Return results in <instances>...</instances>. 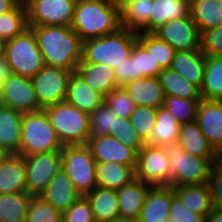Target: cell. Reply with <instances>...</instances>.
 Wrapping results in <instances>:
<instances>
[{
  "instance_id": "cell-23",
  "label": "cell",
  "mask_w": 222,
  "mask_h": 222,
  "mask_svg": "<svg viewBox=\"0 0 222 222\" xmlns=\"http://www.w3.org/2000/svg\"><path fill=\"white\" fill-rule=\"evenodd\" d=\"M27 192L24 157L11 154L0 163V194Z\"/></svg>"
},
{
  "instance_id": "cell-9",
  "label": "cell",
  "mask_w": 222,
  "mask_h": 222,
  "mask_svg": "<svg viewBox=\"0 0 222 222\" xmlns=\"http://www.w3.org/2000/svg\"><path fill=\"white\" fill-rule=\"evenodd\" d=\"M77 0H25L28 27L68 26L74 17Z\"/></svg>"
},
{
  "instance_id": "cell-45",
  "label": "cell",
  "mask_w": 222,
  "mask_h": 222,
  "mask_svg": "<svg viewBox=\"0 0 222 222\" xmlns=\"http://www.w3.org/2000/svg\"><path fill=\"white\" fill-rule=\"evenodd\" d=\"M115 137H117L121 143L131 148L136 154L145 145L143 140L135 132L129 118L116 117Z\"/></svg>"
},
{
  "instance_id": "cell-26",
  "label": "cell",
  "mask_w": 222,
  "mask_h": 222,
  "mask_svg": "<svg viewBox=\"0 0 222 222\" xmlns=\"http://www.w3.org/2000/svg\"><path fill=\"white\" fill-rule=\"evenodd\" d=\"M95 91L105 97L109 92L119 88L114 69L107 64L79 63L75 70Z\"/></svg>"
},
{
  "instance_id": "cell-2",
  "label": "cell",
  "mask_w": 222,
  "mask_h": 222,
  "mask_svg": "<svg viewBox=\"0 0 222 222\" xmlns=\"http://www.w3.org/2000/svg\"><path fill=\"white\" fill-rule=\"evenodd\" d=\"M70 27L82 42L103 37L121 28L120 11L108 0H77Z\"/></svg>"
},
{
  "instance_id": "cell-55",
  "label": "cell",
  "mask_w": 222,
  "mask_h": 222,
  "mask_svg": "<svg viewBox=\"0 0 222 222\" xmlns=\"http://www.w3.org/2000/svg\"><path fill=\"white\" fill-rule=\"evenodd\" d=\"M10 155L11 153L0 145V163L5 161Z\"/></svg>"
},
{
  "instance_id": "cell-44",
  "label": "cell",
  "mask_w": 222,
  "mask_h": 222,
  "mask_svg": "<svg viewBox=\"0 0 222 222\" xmlns=\"http://www.w3.org/2000/svg\"><path fill=\"white\" fill-rule=\"evenodd\" d=\"M132 53L136 56L137 79L143 77H158L163 70L155 61L152 54L137 40Z\"/></svg>"
},
{
  "instance_id": "cell-18",
  "label": "cell",
  "mask_w": 222,
  "mask_h": 222,
  "mask_svg": "<svg viewBox=\"0 0 222 222\" xmlns=\"http://www.w3.org/2000/svg\"><path fill=\"white\" fill-rule=\"evenodd\" d=\"M152 185L137 178L116 190L120 219L136 222Z\"/></svg>"
},
{
  "instance_id": "cell-46",
  "label": "cell",
  "mask_w": 222,
  "mask_h": 222,
  "mask_svg": "<svg viewBox=\"0 0 222 222\" xmlns=\"http://www.w3.org/2000/svg\"><path fill=\"white\" fill-rule=\"evenodd\" d=\"M62 222H96L90 203L85 196L62 213Z\"/></svg>"
},
{
  "instance_id": "cell-36",
  "label": "cell",
  "mask_w": 222,
  "mask_h": 222,
  "mask_svg": "<svg viewBox=\"0 0 222 222\" xmlns=\"http://www.w3.org/2000/svg\"><path fill=\"white\" fill-rule=\"evenodd\" d=\"M153 0H133L120 10L122 28L139 33L148 23Z\"/></svg>"
},
{
  "instance_id": "cell-28",
  "label": "cell",
  "mask_w": 222,
  "mask_h": 222,
  "mask_svg": "<svg viewBox=\"0 0 222 222\" xmlns=\"http://www.w3.org/2000/svg\"><path fill=\"white\" fill-rule=\"evenodd\" d=\"M136 165H122L116 162H96L97 186L118 190L135 179Z\"/></svg>"
},
{
  "instance_id": "cell-29",
  "label": "cell",
  "mask_w": 222,
  "mask_h": 222,
  "mask_svg": "<svg viewBox=\"0 0 222 222\" xmlns=\"http://www.w3.org/2000/svg\"><path fill=\"white\" fill-rule=\"evenodd\" d=\"M85 197L90 203L96 222L120 218L116 190L97 186Z\"/></svg>"
},
{
  "instance_id": "cell-57",
  "label": "cell",
  "mask_w": 222,
  "mask_h": 222,
  "mask_svg": "<svg viewBox=\"0 0 222 222\" xmlns=\"http://www.w3.org/2000/svg\"><path fill=\"white\" fill-rule=\"evenodd\" d=\"M107 222H133V221H130V220H126V219H116V220H111V221H107Z\"/></svg>"
},
{
  "instance_id": "cell-58",
  "label": "cell",
  "mask_w": 222,
  "mask_h": 222,
  "mask_svg": "<svg viewBox=\"0 0 222 222\" xmlns=\"http://www.w3.org/2000/svg\"><path fill=\"white\" fill-rule=\"evenodd\" d=\"M219 160L222 161V152L219 154Z\"/></svg>"
},
{
  "instance_id": "cell-6",
  "label": "cell",
  "mask_w": 222,
  "mask_h": 222,
  "mask_svg": "<svg viewBox=\"0 0 222 222\" xmlns=\"http://www.w3.org/2000/svg\"><path fill=\"white\" fill-rule=\"evenodd\" d=\"M4 59L10 73L32 78L44 66L37 38L31 28L4 44Z\"/></svg>"
},
{
  "instance_id": "cell-8",
  "label": "cell",
  "mask_w": 222,
  "mask_h": 222,
  "mask_svg": "<svg viewBox=\"0 0 222 222\" xmlns=\"http://www.w3.org/2000/svg\"><path fill=\"white\" fill-rule=\"evenodd\" d=\"M61 168L67 173L82 196L97 187L96 161L87 145L63 146Z\"/></svg>"
},
{
  "instance_id": "cell-53",
  "label": "cell",
  "mask_w": 222,
  "mask_h": 222,
  "mask_svg": "<svg viewBox=\"0 0 222 222\" xmlns=\"http://www.w3.org/2000/svg\"><path fill=\"white\" fill-rule=\"evenodd\" d=\"M205 222H222V211L213 209L205 216Z\"/></svg>"
},
{
  "instance_id": "cell-39",
  "label": "cell",
  "mask_w": 222,
  "mask_h": 222,
  "mask_svg": "<svg viewBox=\"0 0 222 222\" xmlns=\"http://www.w3.org/2000/svg\"><path fill=\"white\" fill-rule=\"evenodd\" d=\"M200 100H189L176 96H165L163 108L180 124L196 121L197 107Z\"/></svg>"
},
{
  "instance_id": "cell-25",
  "label": "cell",
  "mask_w": 222,
  "mask_h": 222,
  "mask_svg": "<svg viewBox=\"0 0 222 222\" xmlns=\"http://www.w3.org/2000/svg\"><path fill=\"white\" fill-rule=\"evenodd\" d=\"M170 69L201 90L205 73V55L201 51H176Z\"/></svg>"
},
{
  "instance_id": "cell-4",
  "label": "cell",
  "mask_w": 222,
  "mask_h": 222,
  "mask_svg": "<svg viewBox=\"0 0 222 222\" xmlns=\"http://www.w3.org/2000/svg\"><path fill=\"white\" fill-rule=\"evenodd\" d=\"M63 146L87 145L90 137L89 114L66 102L43 109Z\"/></svg>"
},
{
  "instance_id": "cell-42",
  "label": "cell",
  "mask_w": 222,
  "mask_h": 222,
  "mask_svg": "<svg viewBox=\"0 0 222 222\" xmlns=\"http://www.w3.org/2000/svg\"><path fill=\"white\" fill-rule=\"evenodd\" d=\"M157 109L153 107L136 106L129 120L138 136L145 142L156 124Z\"/></svg>"
},
{
  "instance_id": "cell-31",
  "label": "cell",
  "mask_w": 222,
  "mask_h": 222,
  "mask_svg": "<svg viewBox=\"0 0 222 222\" xmlns=\"http://www.w3.org/2000/svg\"><path fill=\"white\" fill-rule=\"evenodd\" d=\"M190 16L199 33L222 25V0H190Z\"/></svg>"
},
{
  "instance_id": "cell-16",
  "label": "cell",
  "mask_w": 222,
  "mask_h": 222,
  "mask_svg": "<svg viewBox=\"0 0 222 222\" xmlns=\"http://www.w3.org/2000/svg\"><path fill=\"white\" fill-rule=\"evenodd\" d=\"M196 122L214 150L222 152V100L201 99Z\"/></svg>"
},
{
  "instance_id": "cell-14",
  "label": "cell",
  "mask_w": 222,
  "mask_h": 222,
  "mask_svg": "<svg viewBox=\"0 0 222 222\" xmlns=\"http://www.w3.org/2000/svg\"><path fill=\"white\" fill-rule=\"evenodd\" d=\"M176 51H201L200 33L191 16L167 21L153 32Z\"/></svg>"
},
{
  "instance_id": "cell-40",
  "label": "cell",
  "mask_w": 222,
  "mask_h": 222,
  "mask_svg": "<svg viewBox=\"0 0 222 222\" xmlns=\"http://www.w3.org/2000/svg\"><path fill=\"white\" fill-rule=\"evenodd\" d=\"M117 115L112 113L106 104H102L89 114L90 137L99 135L115 136Z\"/></svg>"
},
{
  "instance_id": "cell-15",
  "label": "cell",
  "mask_w": 222,
  "mask_h": 222,
  "mask_svg": "<svg viewBox=\"0 0 222 222\" xmlns=\"http://www.w3.org/2000/svg\"><path fill=\"white\" fill-rule=\"evenodd\" d=\"M87 146L90 148L96 162L109 161L122 165H136L137 154L115 136L89 137Z\"/></svg>"
},
{
  "instance_id": "cell-35",
  "label": "cell",
  "mask_w": 222,
  "mask_h": 222,
  "mask_svg": "<svg viewBox=\"0 0 222 222\" xmlns=\"http://www.w3.org/2000/svg\"><path fill=\"white\" fill-rule=\"evenodd\" d=\"M31 197L28 192L0 194V222H26Z\"/></svg>"
},
{
  "instance_id": "cell-17",
  "label": "cell",
  "mask_w": 222,
  "mask_h": 222,
  "mask_svg": "<svg viewBox=\"0 0 222 222\" xmlns=\"http://www.w3.org/2000/svg\"><path fill=\"white\" fill-rule=\"evenodd\" d=\"M39 196L45 201H48L61 213L69 209L82 197L81 193L73 185L70 177L62 168L52 178L49 185Z\"/></svg>"
},
{
  "instance_id": "cell-41",
  "label": "cell",
  "mask_w": 222,
  "mask_h": 222,
  "mask_svg": "<svg viewBox=\"0 0 222 222\" xmlns=\"http://www.w3.org/2000/svg\"><path fill=\"white\" fill-rule=\"evenodd\" d=\"M26 222H62V213L41 196H32Z\"/></svg>"
},
{
  "instance_id": "cell-19",
  "label": "cell",
  "mask_w": 222,
  "mask_h": 222,
  "mask_svg": "<svg viewBox=\"0 0 222 222\" xmlns=\"http://www.w3.org/2000/svg\"><path fill=\"white\" fill-rule=\"evenodd\" d=\"M123 88L136 106L159 108L163 106L165 94L158 77H143L127 82Z\"/></svg>"
},
{
  "instance_id": "cell-37",
  "label": "cell",
  "mask_w": 222,
  "mask_h": 222,
  "mask_svg": "<svg viewBox=\"0 0 222 222\" xmlns=\"http://www.w3.org/2000/svg\"><path fill=\"white\" fill-rule=\"evenodd\" d=\"M28 27L24 2H19L11 11L0 15V39L4 42L22 34Z\"/></svg>"
},
{
  "instance_id": "cell-13",
  "label": "cell",
  "mask_w": 222,
  "mask_h": 222,
  "mask_svg": "<svg viewBox=\"0 0 222 222\" xmlns=\"http://www.w3.org/2000/svg\"><path fill=\"white\" fill-rule=\"evenodd\" d=\"M0 104L23 114L43 110L37 101L31 78L13 73L2 82Z\"/></svg>"
},
{
  "instance_id": "cell-30",
  "label": "cell",
  "mask_w": 222,
  "mask_h": 222,
  "mask_svg": "<svg viewBox=\"0 0 222 222\" xmlns=\"http://www.w3.org/2000/svg\"><path fill=\"white\" fill-rule=\"evenodd\" d=\"M174 193L180 198L183 205L201 216H206L214 209L211 192L207 183L199 185L174 186Z\"/></svg>"
},
{
  "instance_id": "cell-22",
  "label": "cell",
  "mask_w": 222,
  "mask_h": 222,
  "mask_svg": "<svg viewBox=\"0 0 222 222\" xmlns=\"http://www.w3.org/2000/svg\"><path fill=\"white\" fill-rule=\"evenodd\" d=\"M65 102L90 114L104 103V97L95 92L76 72H72Z\"/></svg>"
},
{
  "instance_id": "cell-24",
  "label": "cell",
  "mask_w": 222,
  "mask_h": 222,
  "mask_svg": "<svg viewBox=\"0 0 222 222\" xmlns=\"http://www.w3.org/2000/svg\"><path fill=\"white\" fill-rule=\"evenodd\" d=\"M176 144L184 152L199 158H219V154L206 139L196 121L181 124Z\"/></svg>"
},
{
  "instance_id": "cell-21",
  "label": "cell",
  "mask_w": 222,
  "mask_h": 222,
  "mask_svg": "<svg viewBox=\"0 0 222 222\" xmlns=\"http://www.w3.org/2000/svg\"><path fill=\"white\" fill-rule=\"evenodd\" d=\"M189 15L190 0H153L149 21L139 33H153L167 21Z\"/></svg>"
},
{
  "instance_id": "cell-11",
  "label": "cell",
  "mask_w": 222,
  "mask_h": 222,
  "mask_svg": "<svg viewBox=\"0 0 222 222\" xmlns=\"http://www.w3.org/2000/svg\"><path fill=\"white\" fill-rule=\"evenodd\" d=\"M135 178L152 186H170L171 172L165 147H144L137 153Z\"/></svg>"
},
{
  "instance_id": "cell-34",
  "label": "cell",
  "mask_w": 222,
  "mask_h": 222,
  "mask_svg": "<svg viewBox=\"0 0 222 222\" xmlns=\"http://www.w3.org/2000/svg\"><path fill=\"white\" fill-rule=\"evenodd\" d=\"M207 100H222V56H205V73L200 90Z\"/></svg>"
},
{
  "instance_id": "cell-56",
  "label": "cell",
  "mask_w": 222,
  "mask_h": 222,
  "mask_svg": "<svg viewBox=\"0 0 222 222\" xmlns=\"http://www.w3.org/2000/svg\"><path fill=\"white\" fill-rule=\"evenodd\" d=\"M4 44L5 42L0 39V58L4 57Z\"/></svg>"
},
{
  "instance_id": "cell-49",
  "label": "cell",
  "mask_w": 222,
  "mask_h": 222,
  "mask_svg": "<svg viewBox=\"0 0 222 222\" xmlns=\"http://www.w3.org/2000/svg\"><path fill=\"white\" fill-rule=\"evenodd\" d=\"M208 187L211 192V198L214 209L222 211V161L218 160L212 165Z\"/></svg>"
},
{
  "instance_id": "cell-33",
  "label": "cell",
  "mask_w": 222,
  "mask_h": 222,
  "mask_svg": "<svg viewBox=\"0 0 222 222\" xmlns=\"http://www.w3.org/2000/svg\"><path fill=\"white\" fill-rule=\"evenodd\" d=\"M158 80L165 96H176L189 100L202 99L200 90L196 86L189 83L178 72L170 68L163 69L158 75Z\"/></svg>"
},
{
  "instance_id": "cell-43",
  "label": "cell",
  "mask_w": 222,
  "mask_h": 222,
  "mask_svg": "<svg viewBox=\"0 0 222 222\" xmlns=\"http://www.w3.org/2000/svg\"><path fill=\"white\" fill-rule=\"evenodd\" d=\"M104 104L119 118L128 119L135 110V103L123 87L112 90L104 97Z\"/></svg>"
},
{
  "instance_id": "cell-50",
  "label": "cell",
  "mask_w": 222,
  "mask_h": 222,
  "mask_svg": "<svg viewBox=\"0 0 222 222\" xmlns=\"http://www.w3.org/2000/svg\"><path fill=\"white\" fill-rule=\"evenodd\" d=\"M113 69L117 84L123 87L127 82L137 79L136 56L131 53L129 58Z\"/></svg>"
},
{
  "instance_id": "cell-27",
  "label": "cell",
  "mask_w": 222,
  "mask_h": 222,
  "mask_svg": "<svg viewBox=\"0 0 222 222\" xmlns=\"http://www.w3.org/2000/svg\"><path fill=\"white\" fill-rule=\"evenodd\" d=\"M23 113L0 104V145L18 154L21 145Z\"/></svg>"
},
{
  "instance_id": "cell-48",
  "label": "cell",
  "mask_w": 222,
  "mask_h": 222,
  "mask_svg": "<svg viewBox=\"0 0 222 222\" xmlns=\"http://www.w3.org/2000/svg\"><path fill=\"white\" fill-rule=\"evenodd\" d=\"M169 218L173 222H205V216L198 215L187 209L171 187V206Z\"/></svg>"
},
{
  "instance_id": "cell-51",
  "label": "cell",
  "mask_w": 222,
  "mask_h": 222,
  "mask_svg": "<svg viewBox=\"0 0 222 222\" xmlns=\"http://www.w3.org/2000/svg\"><path fill=\"white\" fill-rule=\"evenodd\" d=\"M19 2V0H0V15L11 11Z\"/></svg>"
},
{
  "instance_id": "cell-32",
  "label": "cell",
  "mask_w": 222,
  "mask_h": 222,
  "mask_svg": "<svg viewBox=\"0 0 222 222\" xmlns=\"http://www.w3.org/2000/svg\"><path fill=\"white\" fill-rule=\"evenodd\" d=\"M181 124L163 107L157 108L155 128L144 142L149 146L164 147L178 141Z\"/></svg>"
},
{
  "instance_id": "cell-5",
  "label": "cell",
  "mask_w": 222,
  "mask_h": 222,
  "mask_svg": "<svg viewBox=\"0 0 222 222\" xmlns=\"http://www.w3.org/2000/svg\"><path fill=\"white\" fill-rule=\"evenodd\" d=\"M59 141L49 117L44 110L24 113L22 119L21 145L18 155H30L61 151Z\"/></svg>"
},
{
  "instance_id": "cell-3",
  "label": "cell",
  "mask_w": 222,
  "mask_h": 222,
  "mask_svg": "<svg viewBox=\"0 0 222 222\" xmlns=\"http://www.w3.org/2000/svg\"><path fill=\"white\" fill-rule=\"evenodd\" d=\"M137 41V33L126 28L103 37L82 42L80 63L107 64L116 67L130 57Z\"/></svg>"
},
{
  "instance_id": "cell-38",
  "label": "cell",
  "mask_w": 222,
  "mask_h": 222,
  "mask_svg": "<svg viewBox=\"0 0 222 222\" xmlns=\"http://www.w3.org/2000/svg\"><path fill=\"white\" fill-rule=\"evenodd\" d=\"M137 40L152 54L162 69L170 68L176 50L153 33H137Z\"/></svg>"
},
{
  "instance_id": "cell-7",
  "label": "cell",
  "mask_w": 222,
  "mask_h": 222,
  "mask_svg": "<svg viewBox=\"0 0 222 222\" xmlns=\"http://www.w3.org/2000/svg\"><path fill=\"white\" fill-rule=\"evenodd\" d=\"M171 172L170 186L199 185L208 182L212 165L219 158H199L175 145L164 146Z\"/></svg>"
},
{
  "instance_id": "cell-47",
  "label": "cell",
  "mask_w": 222,
  "mask_h": 222,
  "mask_svg": "<svg viewBox=\"0 0 222 222\" xmlns=\"http://www.w3.org/2000/svg\"><path fill=\"white\" fill-rule=\"evenodd\" d=\"M200 50L205 56H222V25L200 33Z\"/></svg>"
},
{
  "instance_id": "cell-12",
  "label": "cell",
  "mask_w": 222,
  "mask_h": 222,
  "mask_svg": "<svg viewBox=\"0 0 222 222\" xmlns=\"http://www.w3.org/2000/svg\"><path fill=\"white\" fill-rule=\"evenodd\" d=\"M27 192L39 196L61 169V151L24 157Z\"/></svg>"
},
{
  "instance_id": "cell-59",
  "label": "cell",
  "mask_w": 222,
  "mask_h": 222,
  "mask_svg": "<svg viewBox=\"0 0 222 222\" xmlns=\"http://www.w3.org/2000/svg\"><path fill=\"white\" fill-rule=\"evenodd\" d=\"M166 222H173L170 218H167Z\"/></svg>"
},
{
  "instance_id": "cell-1",
  "label": "cell",
  "mask_w": 222,
  "mask_h": 222,
  "mask_svg": "<svg viewBox=\"0 0 222 222\" xmlns=\"http://www.w3.org/2000/svg\"><path fill=\"white\" fill-rule=\"evenodd\" d=\"M37 38L44 64L74 72L82 60V41L68 26L30 27Z\"/></svg>"
},
{
  "instance_id": "cell-20",
  "label": "cell",
  "mask_w": 222,
  "mask_h": 222,
  "mask_svg": "<svg viewBox=\"0 0 222 222\" xmlns=\"http://www.w3.org/2000/svg\"><path fill=\"white\" fill-rule=\"evenodd\" d=\"M171 206V186H151L136 222H166Z\"/></svg>"
},
{
  "instance_id": "cell-52",
  "label": "cell",
  "mask_w": 222,
  "mask_h": 222,
  "mask_svg": "<svg viewBox=\"0 0 222 222\" xmlns=\"http://www.w3.org/2000/svg\"><path fill=\"white\" fill-rule=\"evenodd\" d=\"M10 74V69L8 64L6 63L4 57L0 58V87L2 82L7 78Z\"/></svg>"
},
{
  "instance_id": "cell-10",
  "label": "cell",
  "mask_w": 222,
  "mask_h": 222,
  "mask_svg": "<svg viewBox=\"0 0 222 222\" xmlns=\"http://www.w3.org/2000/svg\"><path fill=\"white\" fill-rule=\"evenodd\" d=\"M72 72L45 65L31 78L39 106L44 109L65 102Z\"/></svg>"
},
{
  "instance_id": "cell-54",
  "label": "cell",
  "mask_w": 222,
  "mask_h": 222,
  "mask_svg": "<svg viewBox=\"0 0 222 222\" xmlns=\"http://www.w3.org/2000/svg\"><path fill=\"white\" fill-rule=\"evenodd\" d=\"M119 11L133 0H108Z\"/></svg>"
}]
</instances>
